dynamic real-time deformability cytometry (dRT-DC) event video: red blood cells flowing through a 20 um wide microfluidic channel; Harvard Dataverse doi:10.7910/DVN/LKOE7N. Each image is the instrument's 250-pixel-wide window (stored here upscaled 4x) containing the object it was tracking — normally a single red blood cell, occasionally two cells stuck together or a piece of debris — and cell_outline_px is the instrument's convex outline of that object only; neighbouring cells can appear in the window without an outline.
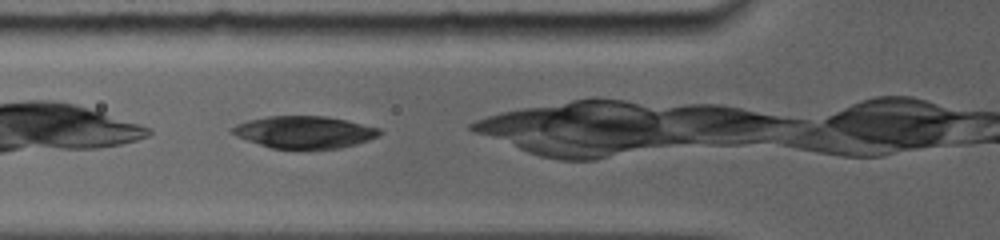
{"species": "common noctule bat (a hibernating species)", "species_latin": "Nyctalus noctula", "temperature_condition": "room temperature", "stored_images_in_passage": 10, "camera_frame_rate_fps": 5000, "um_per_image_px": 0.085, "animal": {"sex": "female", "body_mass_g": 19.0, "forearm_length_mm": 56.7}, "frame": {"image": 1, "passage_image": 2, "time_ms": 0.6, "image_size_px": [1000, 240], "cell_outline_px": [[384, 132], [380, 136], [356, 144], [340, 148], [272, 148], [236, 136], [228, 132], [228, 128], [236, 124], [248, 120], [268, 116], [324, 116], [344, 120], [380, 128]], "centroid_in_image_um": [25.85, 11.22], "position_along_channel_um": 99.9, "area_um2": 27.51}}